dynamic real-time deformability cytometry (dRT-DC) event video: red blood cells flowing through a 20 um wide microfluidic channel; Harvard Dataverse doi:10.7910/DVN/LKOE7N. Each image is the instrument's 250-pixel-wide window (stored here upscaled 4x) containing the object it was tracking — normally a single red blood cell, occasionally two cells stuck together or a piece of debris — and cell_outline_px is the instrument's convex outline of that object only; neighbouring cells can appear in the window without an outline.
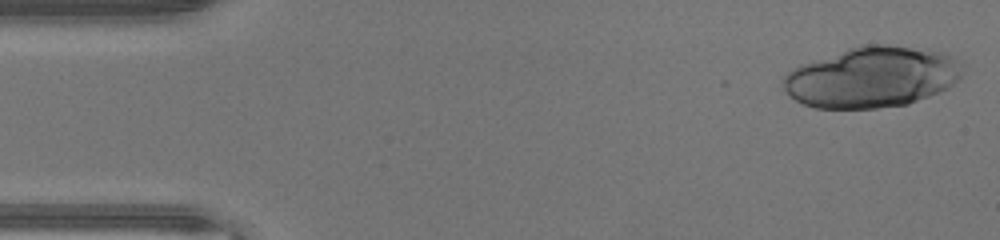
{"species": "human", "species_latin": "Homo sapiens", "temperature_condition": "warm", "stored_images_in_passage": 44, "camera_frame_rate_fps": 3000, "um_per_image_px": 0.085, "donor": {"sex": "male"}, "frame": {"image": 1, "passage_image": 1, "time_ms": 0.0, "image_size_px": [1000, 240], "cell_outline_px": [[964, 64], [960, 80], [948, 88], [940, 92], [908, 104], [876, 108], [816, 108], [804, 104], [788, 96], [784, 92], [780, 80], [792, 68], [800, 64], [848, 48], [864, 44], [888, 44], [928, 48], [944, 52], [960, 60]], "centroid_in_image_um": [74.14, 6.54], "position_along_channel_um": 10.9, "area_um2": 64.56}}
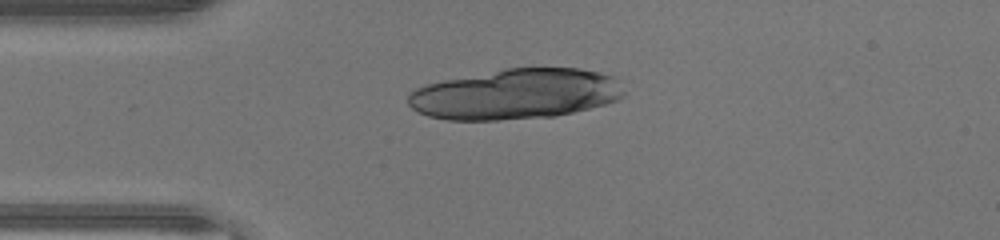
{"frame": {"image": 2, "passage_image": 10, "time_ms": 3.0, "image_size_px": [1000, 240], "cell_outline_px": [[628, 92], [624, 96], [616, 100], [604, 104], [556, 116], [500, 120], [444, 120], [428, 116], [416, 112], [408, 104], [408, 96], [416, 88], [428, 84], [444, 80], [508, 68], [580, 68], [612, 76]], "centroid_in_image_um": [43.83, 8.01], "position_along_channel_um": 41.2, "area_um2": 63.23}}